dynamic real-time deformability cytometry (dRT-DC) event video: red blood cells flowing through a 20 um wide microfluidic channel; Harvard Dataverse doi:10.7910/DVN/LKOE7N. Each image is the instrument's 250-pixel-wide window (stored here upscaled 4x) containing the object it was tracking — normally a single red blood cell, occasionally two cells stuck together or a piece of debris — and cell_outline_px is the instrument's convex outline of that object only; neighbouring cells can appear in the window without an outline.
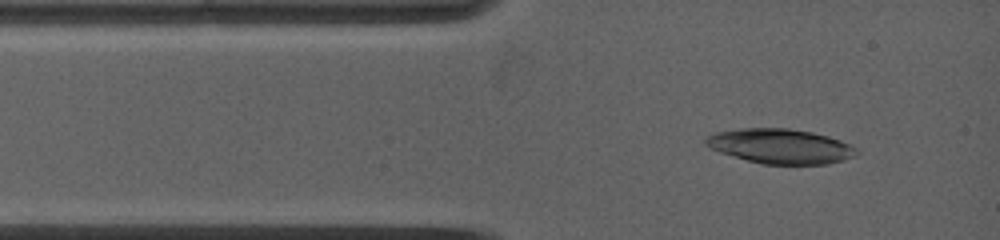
{"species": "common noctule bat (a hibernating species)", "species_latin": "Nyctalus noctula", "temperature_condition": "warm", "stored_images_in_passage": 38, "camera_frame_rate_fps": 5000, "um_per_image_px": 0.085, "animal": {"sex": "female", "body_mass_g": 19.0, "forearm_length_mm": 53.3}, "frame": {"image": 1, "passage_image": 3, "time_ms": 0.4, "image_size_px": [1000, 240], "cell_outline_px": [[860, 152], [844, 160], [828, 164], [760, 164], [720, 152], [708, 148], [704, 144], [704, 140], [708, 136], [716, 132], [740, 128], [788, 128], [812, 132], [828, 136], [840, 140], [856, 148]], "centroid_in_image_um": [66.31, 12.43], "position_along_channel_um": 18.7, "area_um2": 30.58}}
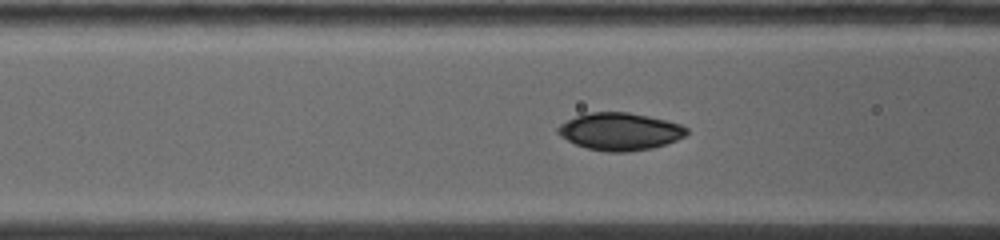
{"frame": {"image": 2, "passage_image": 20, "time_ms": 3.4, "image_size_px": [1000, 240], "cell_outline_px": [[688, 132], [684, 136], [676, 140], [652, 148], [628, 152], [608, 152], [588, 148], [576, 144], [560, 136], [556, 132], [556, 128], [560, 124], [576, 116], [592, 112], [628, 112], [648, 116], [680, 124], [688, 128]], "centroid_in_image_um": [52.68, 11.18], "position_along_channel_um": 113.9, "area_um2": 27.86}}
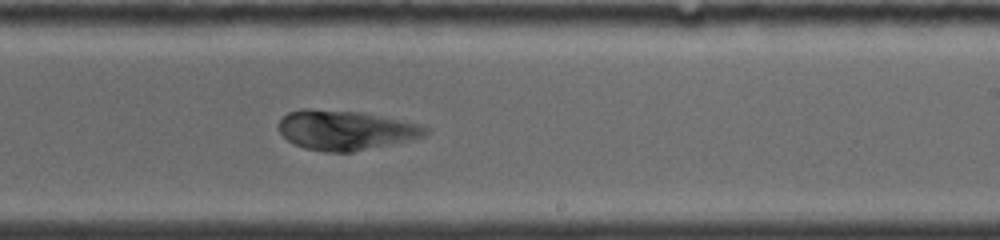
{"frame": {"image": 3, "passage_image": 33, "time_ms": 7.2, "image_size_px": [1000, 240], "cell_outline_px": [[428, 132], [424, 136], [408, 140], [352, 152], [324, 152], [304, 148], [292, 144], [280, 132], [280, 120], [288, 112], [304, 108], [360, 112], [416, 124], [428, 128]], "centroid_in_image_um": [29.3, 11.07], "position_along_channel_um": 259.7, "area_um2": 33.35}}